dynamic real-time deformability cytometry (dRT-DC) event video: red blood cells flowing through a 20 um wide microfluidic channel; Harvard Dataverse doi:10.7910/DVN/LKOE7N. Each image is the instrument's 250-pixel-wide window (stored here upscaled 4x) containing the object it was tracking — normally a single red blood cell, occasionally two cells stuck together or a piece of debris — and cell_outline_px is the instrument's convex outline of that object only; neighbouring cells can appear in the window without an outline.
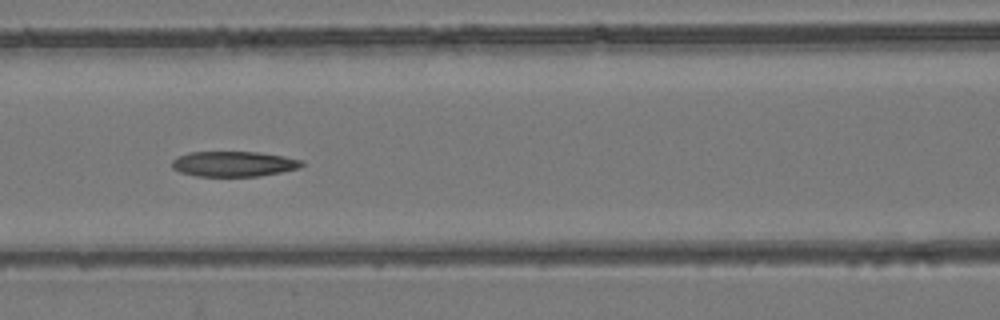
{"species": "common noctule bat (a hibernating species)", "species_latin": "Nyctalus noctula", "temperature_condition": "room temperature", "stored_images_in_passage": 8, "camera_frame_rate_fps": 3000, "um_per_image_px": 0.085, "animal": {"sex": "female", "body_mass_g": 24.6, "forearm_length_mm": 56.2}, "frame": {"image": 1, "passage_image": 7, "time_ms": 2.0, "image_size_px": [1000, 320], "cell_outline_px": [[304, 164], [300, 168], [260, 176], [196, 176], [180, 172], [172, 168], [172, 160], [176, 156], [188, 152], [256, 152], [284, 156], [304, 160]], "centroid_in_image_um": [19.86, 13.93], "position_along_channel_um": 146.7, "area_um2": 19.25}}
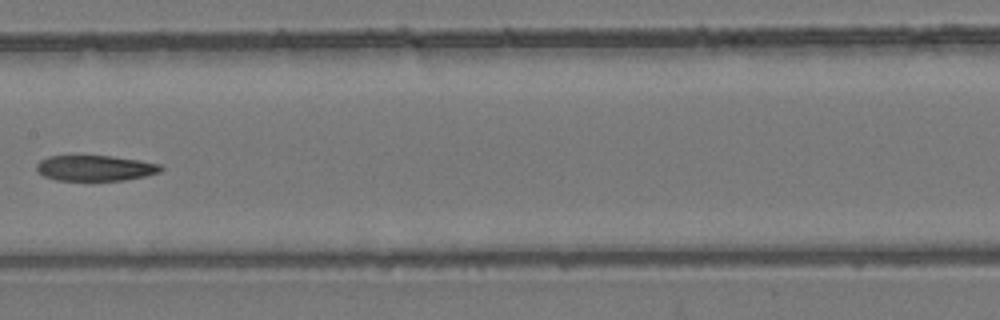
{"frame": {"image": 2, "passage_image": 8, "time_ms": 2.333, "image_size_px": [1000, 320], "cell_outline_px": [[164, 168], [160, 172], [144, 176], [124, 180], [56, 180], [44, 176], [36, 168], [36, 164], [40, 160], [48, 156], [112, 156], [140, 160], [160, 164]], "centroid_in_image_um": [8.11, 14.28], "position_along_channel_um": 199.3, "area_um2": 18.44}}